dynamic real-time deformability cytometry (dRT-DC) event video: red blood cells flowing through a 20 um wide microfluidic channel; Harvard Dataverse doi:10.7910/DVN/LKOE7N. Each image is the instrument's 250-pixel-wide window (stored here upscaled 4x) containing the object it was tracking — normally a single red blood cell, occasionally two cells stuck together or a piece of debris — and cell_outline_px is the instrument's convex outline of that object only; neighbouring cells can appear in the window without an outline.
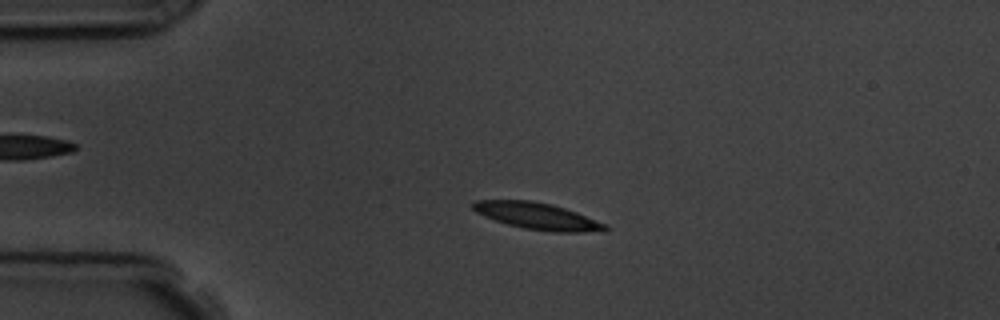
{"species": "common noctule bat (a hibernating species)", "species_latin": "Nyctalus noctula", "temperature_condition": "room temperature", "stored_images_in_passage": 5, "camera_frame_rate_fps": 3000, "um_per_image_px": 0.085, "animal": {"sex": "male", "body_mass_g": 19.5, "forearm_length_mm": 54.6}, "frame": {"image": 1, "passage_image": 3, "time_ms": 2.333, "image_size_px": [1000, 320], "cell_outline_px": [[608, 228], [604, 232], [552, 232], [524, 228], [508, 224], [484, 216], [476, 212], [472, 208], [472, 200], [532, 200], [552, 204], [576, 212], [608, 224]], "centroid_in_image_um": [45.71, 18.37], "position_along_channel_um": 39.3, "area_um2": 20.69}}